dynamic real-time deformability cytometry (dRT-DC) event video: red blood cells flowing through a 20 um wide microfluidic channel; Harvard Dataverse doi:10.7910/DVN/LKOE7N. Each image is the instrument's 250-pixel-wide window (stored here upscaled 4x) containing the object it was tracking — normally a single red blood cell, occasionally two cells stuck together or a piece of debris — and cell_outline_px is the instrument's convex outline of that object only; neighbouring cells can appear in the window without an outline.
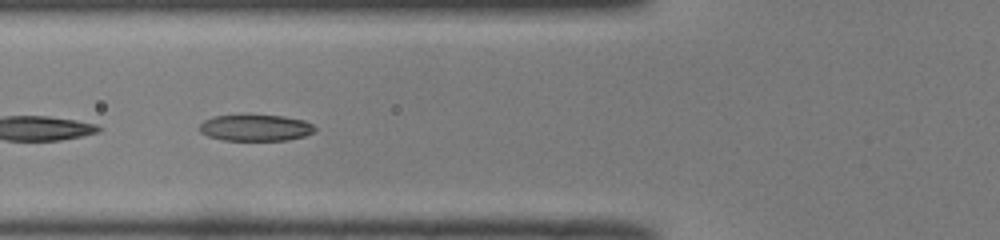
{"species": "common noctule bat (a hibernating species)", "species_latin": "Nyctalus noctula", "temperature_condition": "room temperature", "stored_images_in_passage": 30, "camera_frame_rate_fps": 3000, "um_per_image_px": 0.085, "animal": {"sex": "male", "body_mass_g": 19.0, "forearm_length_mm": 50.8}, "frame": {"image": 1, "passage_image": 5, "time_ms": 1.333, "image_size_px": [1000, 240], "cell_outline_px": [[316, 128], [312, 132], [304, 136], [288, 140], [224, 140], [208, 136], [200, 132], [200, 124], [204, 120], [212, 116], [284, 116], [304, 120], [312, 124]], "centroid_in_image_um": [21.72, 10.87], "position_along_channel_um": 104.1, "area_um2": 17.46}, "authors_computed_cell_mechanics": {"area_um2": 16.9932, "velocity_mm_per_s": 4.0567, "shape_relaxation_time_tau1_ms": null, "shape_relaxation_time_tau2_ms": 3.105, "deformation_change_tau1": null, "deformation_change_tau2": 0.1107}}